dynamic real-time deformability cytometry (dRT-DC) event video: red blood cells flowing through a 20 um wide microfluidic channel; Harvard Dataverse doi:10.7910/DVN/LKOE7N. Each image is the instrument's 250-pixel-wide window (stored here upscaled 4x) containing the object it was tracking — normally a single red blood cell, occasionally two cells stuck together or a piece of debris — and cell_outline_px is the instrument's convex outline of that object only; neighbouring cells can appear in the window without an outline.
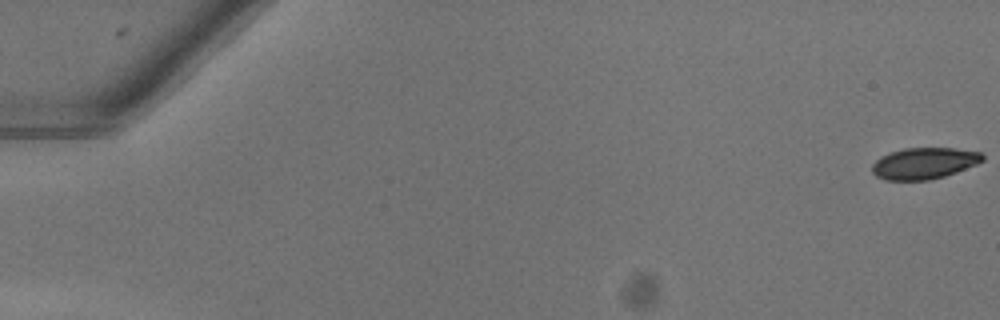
{"species": "common noctule bat (a hibernating species)", "species_latin": "Nyctalus noctula", "temperature_condition": "warm", "stored_images_in_passage": 50, "camera_frame_rate_fps": 3000, "um_per_image_px": 0.085, "animal": {"sex": "female"}, "frame": {"image": 1, "passage_image": 1, "time_ms": 0.0, "image_size_px": [1000, 320], "cell_outline_px": [[984, 160], [976, 164], [956, 172], [944, 176], [928, 180], [884, 180], [876, 176], [872, 172], [872, 164], [880, 156], [904, 148], [952, 148], [980, 152], [984, 156]], "centroid_in_image_um": [78.53, 13.88], "position_along_channel_um": 6.5, "area_um2": 20.11}}
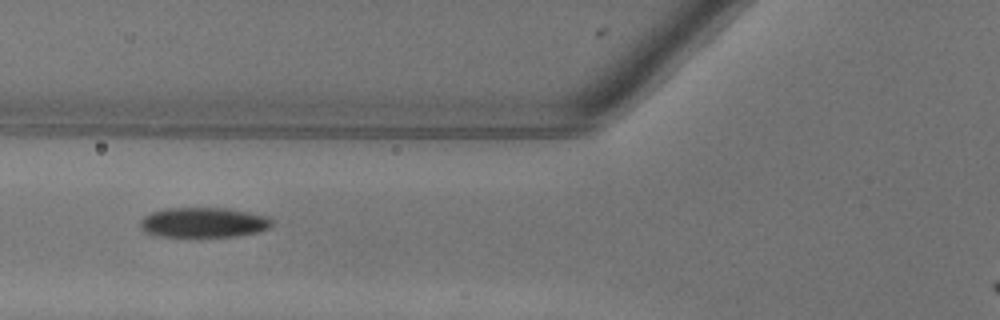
{"frame": {"image": 2, "passage_image": 22, "time_ms": 7.0, "image_size_px": [1000, 320], "cell_outline_px": [[272, 224], [268, 228], [256, 232], [236, 236], [156, 236], [144, 232], [140, 228], [140, 220], [144, 216], [152, 212], [164, 208], [228, 208], [268, 216], [272, 220]], "centroid_in_image_um": [17.26, 18.9], "position_along_channel_um": 108.5, "area_um2": 23.0}}
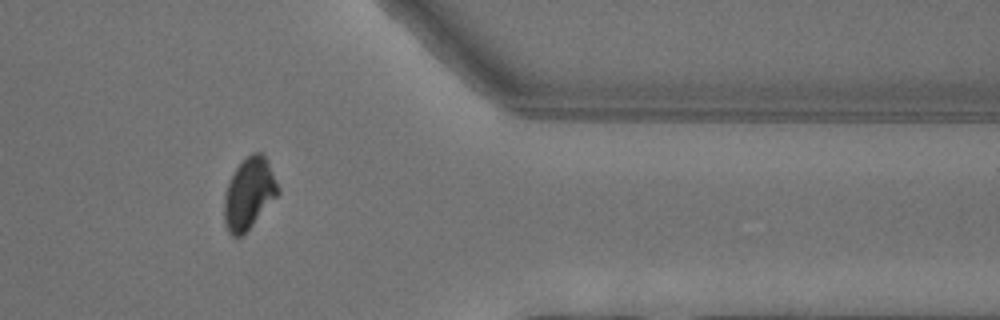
{"frame": {"image": 3, "passage_image": 44, "time_ms": 14.333, "image_size_px": [1000, 320], "cell_outline_px": [[280, 192], [252, 224], [240, 236], [232, 236], [228, 232], [224, 220], [224, 196], [228, 184], [236, 168], [252, 152], [260, 152], [264, 156], [280, 188]], "centroid_in_image_um": [21.15, 16.45], "position_along_channel_um": 390.2, "area_um2": 21.68}}